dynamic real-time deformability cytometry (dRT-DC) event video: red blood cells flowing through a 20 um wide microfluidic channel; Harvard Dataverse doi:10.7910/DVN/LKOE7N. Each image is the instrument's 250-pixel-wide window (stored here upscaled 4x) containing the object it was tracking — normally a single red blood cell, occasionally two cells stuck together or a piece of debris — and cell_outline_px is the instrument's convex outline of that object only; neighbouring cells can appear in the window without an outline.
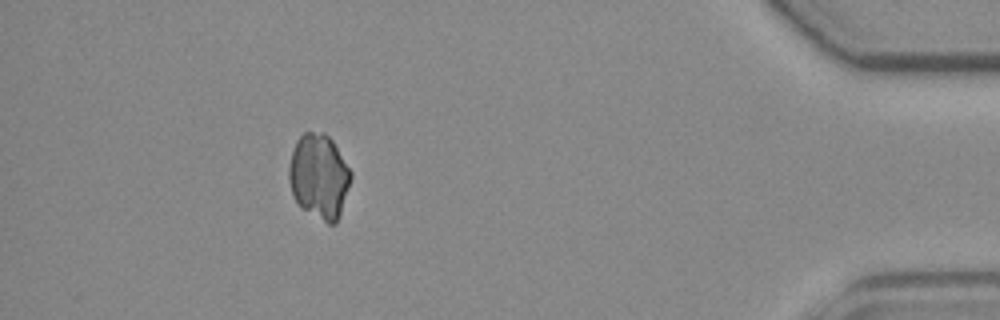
{"species": "common noctule bat (a hibernating species)", "species_latin": "Nyctalus noctula", "temperature_condition": "room temperature", "stored_images_in_passage": 38, "camera_frame_rate_fps": 3000, "um_per_image_px": 0.085, "animal": {"sex": "female", "body_mass_g": 19.3, "forearm_length_mm": 54.1}, "frame": {"image": 1, "passage_image": 33, "time_ms": 10.667, "image_size_px": [1000, 320], "cell_outline_px": [[352, 176], [340, 216], [336, 224], [328, 224], [300, 208], [292, 196], [288, 180], [288, 168], [292, 152], [296, 140], [304, 132], [324, 132], [332, 140], [352, 172]], "centroid_in_image_um": [27.1, 15.01], "position_along_channel_um": 408.1, "area_um2": 30.92}}